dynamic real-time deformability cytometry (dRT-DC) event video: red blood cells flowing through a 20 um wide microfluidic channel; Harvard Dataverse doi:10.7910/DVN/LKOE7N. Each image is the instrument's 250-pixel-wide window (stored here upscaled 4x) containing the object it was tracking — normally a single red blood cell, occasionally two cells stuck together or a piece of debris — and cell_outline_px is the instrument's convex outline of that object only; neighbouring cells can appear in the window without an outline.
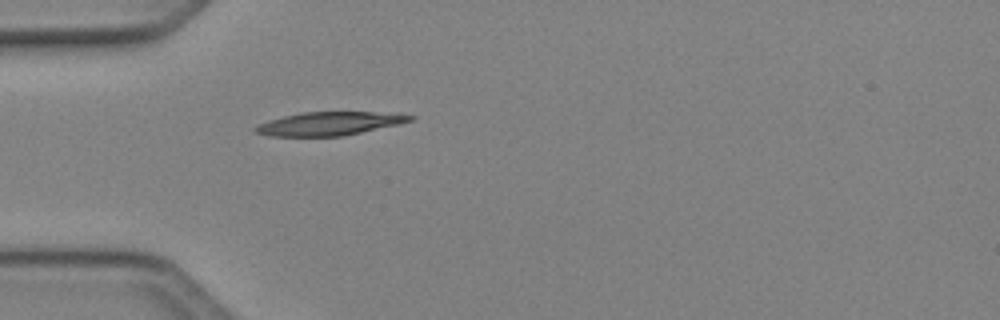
{"species": "Egyptian fruit bat (a non-hibernating species)", "species_latin": "Rousettus aegyptiacus", "temperature_condition": "cold", "stored_images_in_passage": 35, "camera_frame_rate_fps": 3000, "um_per_image_px": 0.085, "animal": {"sex": "female"}, "frame": {"image": 1, "passage_image": 1, "time_ms": 0.0, "image_size_px": [1000, 320], "cell_outline_px": [[416, 116], [412, 120], [400, 124], [344, 136], [268, 136], [252, 132], [252, 128], [256, 124], [268, 120], [300, 112], [400, 112]], "centroid_in_image_um": [28.0, 10.5], "position_along_channel_um": 57.0, "area_um2": 21.62}}
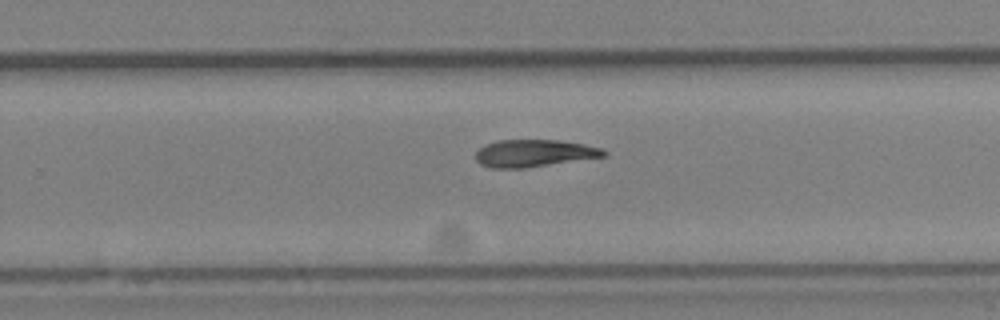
{"frame": {"image": 2, "passage_image": 18, "time_ms": 5.667, "image_size_px": [1000, 320], "cell_outline_px": [[608, 156], [524, 168], [492, 168], [480, 164], [476, 160], [476, 152], [484, 144], [496, 140], [560, 140], [584, 144], [604, 148], [608, 152]], "centroid_in_image_um": [45.43, 13.02], "position_along_channel_um": 284.4, "area_um2": 20.58}}
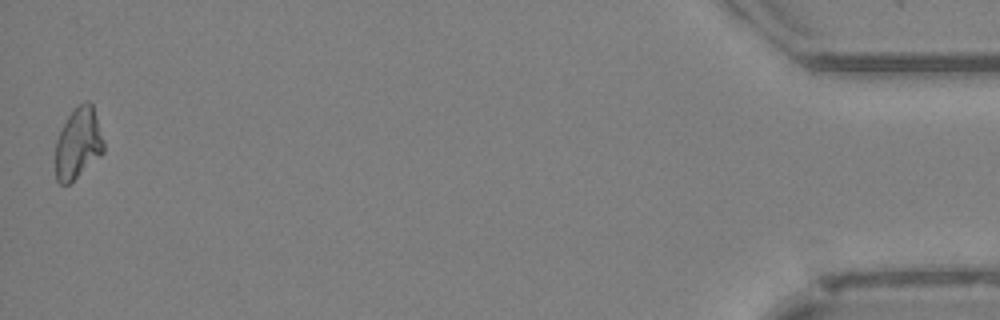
{"frame": {"image": 3, "passage_image": 35, "time_ms": 11.333, "image_size_px": [1000, 320], "cell_outline_px": [[104, 152], [100, 156], [68, 184], [60, 184], [56, 180], [56, 140], [72, 108], [88, 100], [92, 104], [104, 140]], "centroid_in_image_um": [6.65, 12.16], "position_along_channel_um": 428.6, "area_um2": 19.77}}